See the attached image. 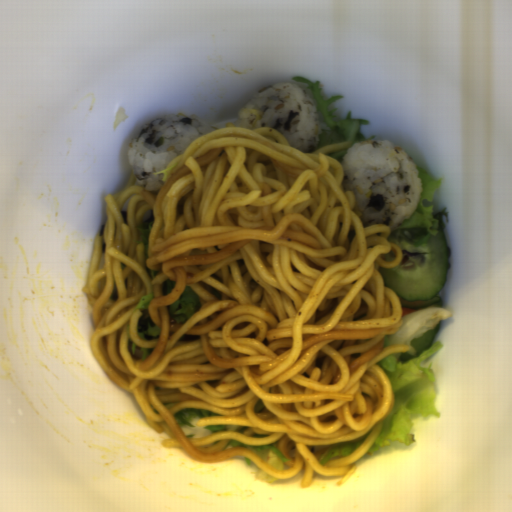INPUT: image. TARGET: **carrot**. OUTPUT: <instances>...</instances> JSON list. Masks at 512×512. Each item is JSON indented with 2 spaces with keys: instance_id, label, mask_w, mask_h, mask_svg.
Segmentation results:
<instances>
[{
  "instance_id": "obj_1",
  "label": "carrot",
  "mask_w": 512,
  "mask_h": 512,
  "mask_svg": "<svg viewBox=\"0 0 512 512\" xmlns=\"http://www.w3.org/2000/svg\"><path fill=\"white\" fill-rule=\"evenodd\" d=\"M416 310H418V309L401 307L402 317H404L408 314H411V313L415 312Z\"/></svg>"
}]
</instances>
